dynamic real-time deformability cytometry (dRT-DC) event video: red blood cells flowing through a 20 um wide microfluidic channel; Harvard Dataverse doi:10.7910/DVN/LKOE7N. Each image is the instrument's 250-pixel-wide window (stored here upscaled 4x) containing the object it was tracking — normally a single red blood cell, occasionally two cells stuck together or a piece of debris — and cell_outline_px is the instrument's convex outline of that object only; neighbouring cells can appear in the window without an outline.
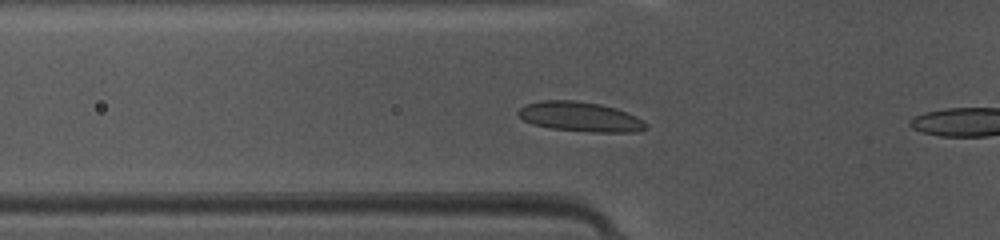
{"species": "common noctule bat (a hibernating species)", "species_latin": "Nyctalus noctula", "temperature_condition": "warm", "stored_images_in_passage": 38, "camera_frame_rate_fps": 3000, "um_per_image_px": 0.085, "animal": {"sex": "female", "body_mass_g": 10.0, "forearm_length_mm": 53.1}, "frame": {"image": 1, "passage_image": 6, "time_ms": 1.667, "image_size_px": [1000, 240], "cell_outline_px": [[648, 128], [636, 132], [592, 132], [552, 128], [532, 124], [524, 120], [516, 112], [524, 104], [544, 100], [576, 100], [600, 104], [616, 108], [636, 116], [644, 120], [648, 124]], "centroid_in_image_um": [49.34, 9.92], "position_along_channel_um": 76.5, "area_um2": 22.2}}
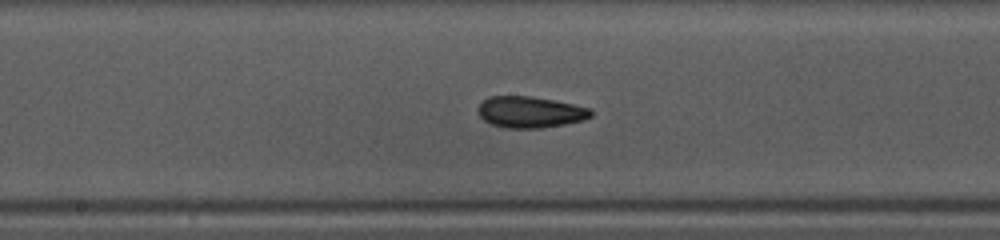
{"frame": {"image": 2, "passage_image": 15, "time_ms": 4.667, "image_size_px": [1000, 240], "cell_outline_px": [[592, 116], [584, 120], [564, 124], [540, 128], [504, 128], [492, 124], [484, 120], [480, 116], [476, 108], [488, 96], [532, 96], [592, 108]], "centroid_in_image_um": [45.05, 9.52], "position_along_channel_um": 203.1, "area_um2": 20.63}}
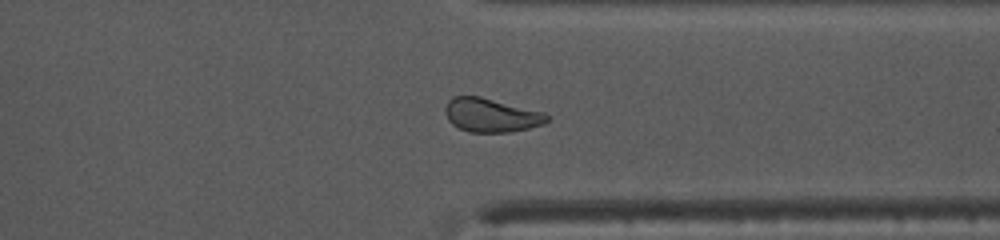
{"frame": {"image": 3, "passage_image": 27, "time_ms": 8.667, "image_size_px": [1000, 240], "cell_outline_px": [[548, 120], [544, 124], [512, 132], [468, 132], [452, 124], [448, 120], [444, 112], [444, 108], [448, 100], [452, 96], [480, 96], [544, 112], [548, 116]], "centroid_in_image_um": [41.72, 9.78], "position_along_channel_um": 369.7, "area_um2": 20.11}}